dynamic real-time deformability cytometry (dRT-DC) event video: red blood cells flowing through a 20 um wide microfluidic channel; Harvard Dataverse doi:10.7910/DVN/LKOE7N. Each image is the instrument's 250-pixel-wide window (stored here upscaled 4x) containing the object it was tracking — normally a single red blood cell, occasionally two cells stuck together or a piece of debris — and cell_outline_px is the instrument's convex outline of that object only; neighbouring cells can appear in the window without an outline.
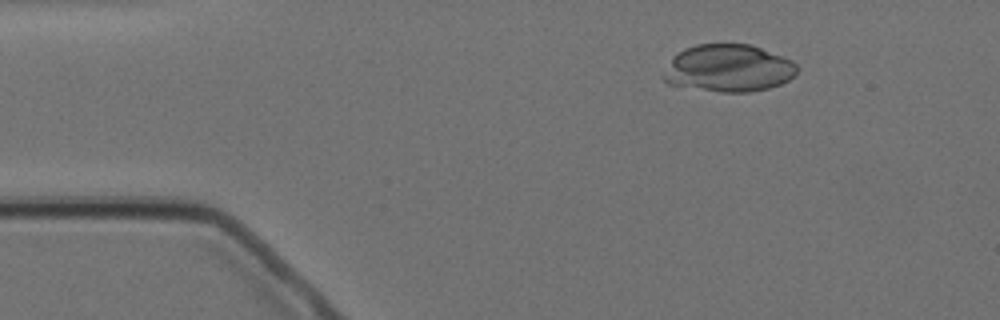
{"species": "Egyptian fruit bat (a non-hibernating species)", "species_latin": "Rousettus aegyptiacus", "temperature_condition": "cold", "stored_images_in_passage": 4, "camera_frame_rate_fps": 3000, "um_per_image_px": 0.085, "animal": {"sex": "female"}, "frame": {"image": 1, "passage_image": 2, "time_ms": 1.0, "image_size_px": [1000, 320], "cell_outline_px": [[796, 72], [788, 80], [780, 84], [768, 88], [748, 92], [720, 92], [668, 84], [660, 76], [672, 56], [684, 48], [696, 44], [748, 44], [760, 48], [792, 60], [796, 64]], "centroid_in_image_um": [61.85, 5.8], "position_along_channel_um": 23.1, "area_um2": 36.88}}